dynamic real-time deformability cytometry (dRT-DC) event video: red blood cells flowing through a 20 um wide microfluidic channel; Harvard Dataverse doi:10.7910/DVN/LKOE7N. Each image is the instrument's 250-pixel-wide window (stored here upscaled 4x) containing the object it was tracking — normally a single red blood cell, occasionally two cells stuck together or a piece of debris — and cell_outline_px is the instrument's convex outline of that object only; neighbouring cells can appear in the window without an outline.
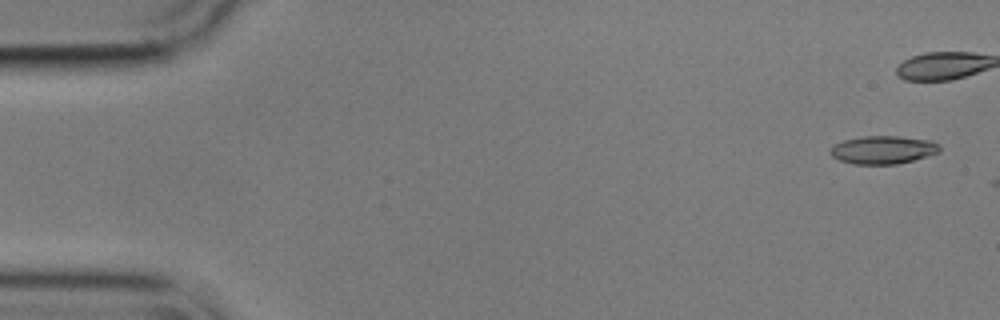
{"species": "common noctule bat (a hibernating species)", "species_latin": "Nyctalus noctula", "temperature_condition": "cold", "stored_images_in_passage": 4, "camera_frame_rate_fps": 3000, "um_per_image_px": 0.085, "animal": {"sex": "male", "body_mass_g": 17.9}, "frame": {"image": 1, "passage_image": 2, "time_ms": 0.333, "image_size_px": [1000, 320], "cell_outline_px": [[940, 152], [912, 160], [896, 164], [852, 164], [840, 160], [832, 156], [828, 152], [832, 144], [844, 140], [864, 136], [900, 136], [932, 140], [940, 144]], "centroid_in_image_um": [75.04, 12.72], "position_along_channel_um": 10.0, "area_um2": 18.03}}